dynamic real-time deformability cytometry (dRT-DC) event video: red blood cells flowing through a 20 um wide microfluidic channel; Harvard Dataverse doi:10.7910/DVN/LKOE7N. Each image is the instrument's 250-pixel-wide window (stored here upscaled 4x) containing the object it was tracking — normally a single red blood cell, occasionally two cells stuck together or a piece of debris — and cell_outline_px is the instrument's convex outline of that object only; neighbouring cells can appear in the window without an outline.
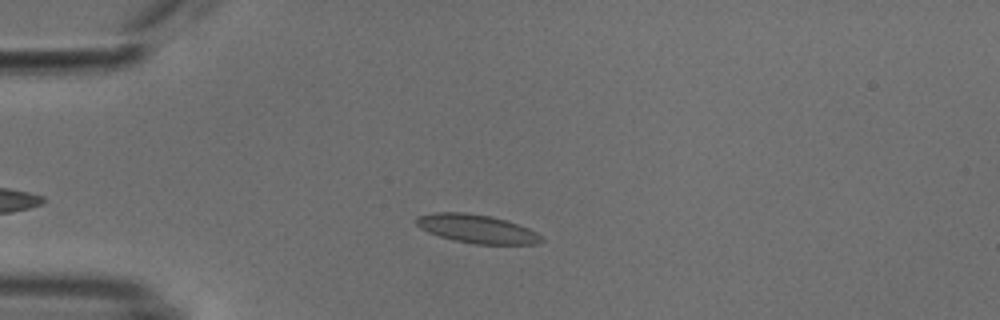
{"species": "common noctule bat (a hibernating species)", "species_latin": "Nyctalus noctula", "temperature_condition": "cold", "stored_images_in_passage": 48, "camera_frame_rate_fps": 3000, "um_per_image_px": 0.085, "animal": {"sex": "male", "body_mass_g": 18.8}, "frame": {"image": 1, "passage_image": 12, "time_ms": 3.667, "image_size_px": [1000, 320], "cell_outline_px": [[544, 240], [536, 244], [476, 244], [456, 240], [440, 236], [428, 232], [420, 228], [416, 224], [416, 216], [432, 212], [464, 212], [492, 216], [528, 228], [536, 232]], "centroid_in_image_um": [40.5, 19.44], "position_along_channel_um": 44.5, "area_um2": 20.63}}
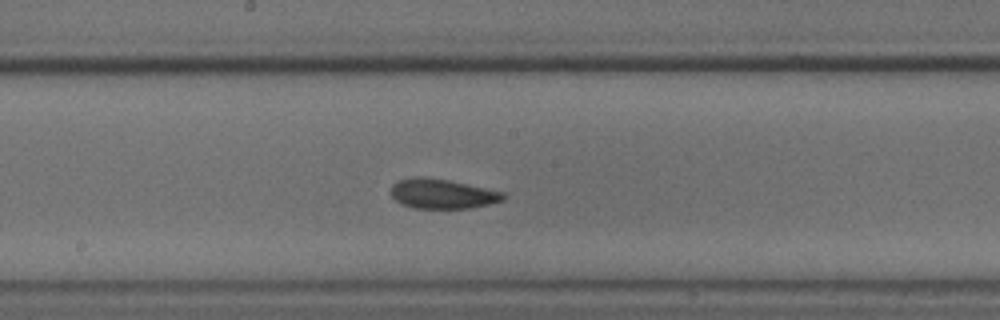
{"frame": {"image": 2, "passage_image": 27, "time_ms": 8.667, "image_size_px": [1000, 320], "cell_outline_px": [[504, 200], [472, 208], [412, 208], [400, 204], [392, 196], [392, 184], [396, 180], [412, 176], [424, 176], [448, 180], [504, 192]], "centroid_in_image_um": [37.55, 16.46], "position_along_channel_um": 210.7, "area_um2": 19.54}}
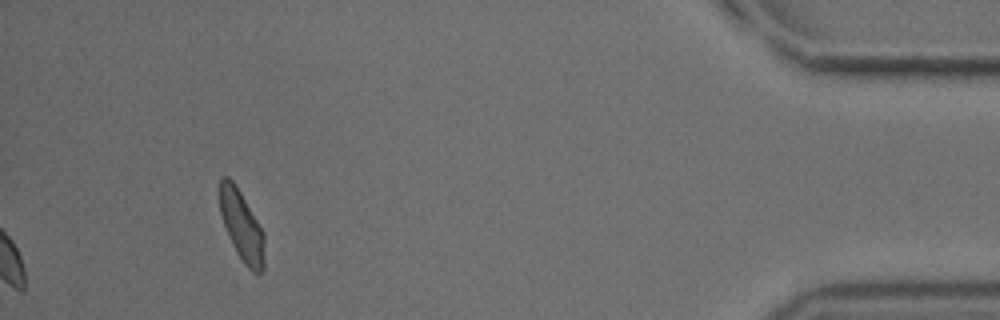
{"frame": {"image": 3, "passage_image": 48, "time_ms": 15.667, "image_size_px": [1000, 320], "cell_outline_px": [[264, 268], [260, 272], [252, 272], [244, 264], [236, 252], [228, 236], [220, 212], [220, 176], [228, 176], [232, 180], [240, 192], [264, 232]], "centroid_in_image_um": [20.55, 19.21], "position_along_channel_um": 414.7, "area_um2": 18.15}, "authors_computed_cell_mechanics": {"area_um2": 19.6809, "velocity_mm_per_s": 3.7816, "shape_relaxation_time_tau1_ms": null, "shape_relaxation_time_tau2_ms": 3.0852, "deformation_change_tau1": null, "deformation_change_tau2": 0.0812}}